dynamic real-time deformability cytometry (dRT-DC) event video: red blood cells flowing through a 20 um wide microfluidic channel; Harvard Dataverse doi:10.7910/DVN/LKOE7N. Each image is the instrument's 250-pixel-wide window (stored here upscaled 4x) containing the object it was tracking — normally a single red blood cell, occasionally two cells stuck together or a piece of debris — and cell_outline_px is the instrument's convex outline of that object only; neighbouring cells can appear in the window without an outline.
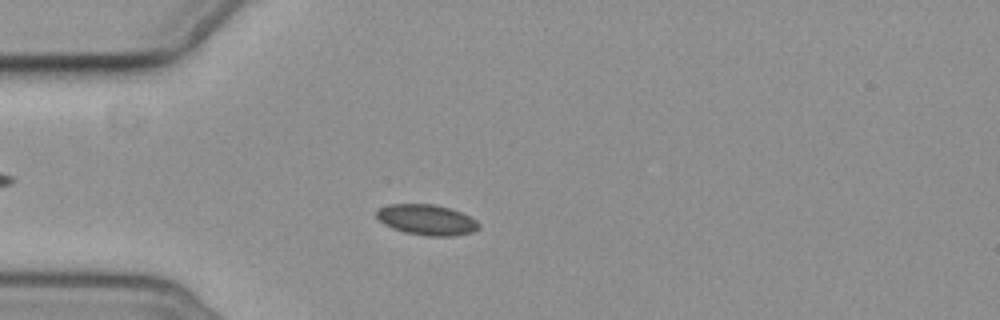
{"species": "common noctule bat (a hibernating species)", "species_latin": "Nyctalus noctula", "temperature_condition": "cold", "stored_images_in_passage": 4, "camera_frame_rate_fps": 3000, "um_per_image_px": 0.085, "animal": {"sex": "female", "body_mass_g": 19.3, "forearm_length_mm": 54.1}, "frame": {"image": 1, "passage_image": 3, "time_ms": 2.333, "image_size_px": [1000, 320], "cell_outline_px": [[480, 228], [472, 232], [452, 236], [428, 236], [404, 232], [392, 228], [384, 224], [376, 216], [376, 212], [380, 208], [388, 204], [432, 204], [448, 208], [460, 212], [476, 220], [480, 224]], "centroid_in_image_um": [36.27, 18.69], "position_along_channel_um": 48.7, "area_um2": 18.09}}